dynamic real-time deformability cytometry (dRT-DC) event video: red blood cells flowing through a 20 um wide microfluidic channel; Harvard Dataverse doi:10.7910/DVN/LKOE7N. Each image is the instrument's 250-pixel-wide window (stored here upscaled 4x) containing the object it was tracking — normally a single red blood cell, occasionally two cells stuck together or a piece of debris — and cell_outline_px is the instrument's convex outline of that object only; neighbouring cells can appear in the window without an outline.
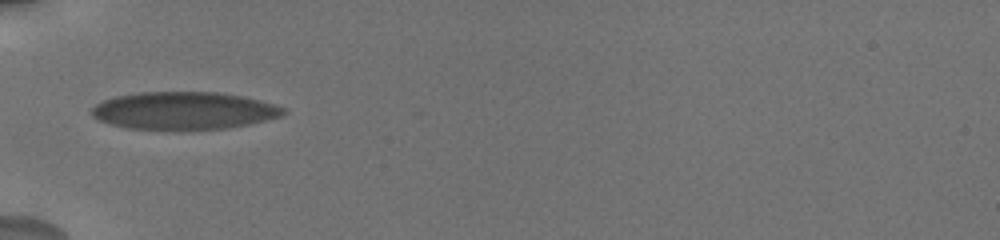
{"species": "human", "species_latin": "Homo sapiens", "temperature_condition": "cold", "stored_images_in_passage": 57, "camera_frame_rate_fps": 3000, "um_per_image_px": 0.085, "donor": {"sex": "male"}, "frame": {"image": 1, "passage_image": 1, "time_ms": 0.0, "image_size_px": [1000, 240], "cell_outline_px": [[288, 112], [284, 116], [248, 124], [228, 128], [128, 128], [112, 124], [100, 120], [92, 116], [92, 108], [96, 104], [104, 100], [116, 96], [140, 92], [216, 92], [240, 96], [260, 100], [284, 108]], "centroid_in_image_um": [15.66, 9.38], "position_along_channel_um": 69.3, "area_um2": 41.21}}
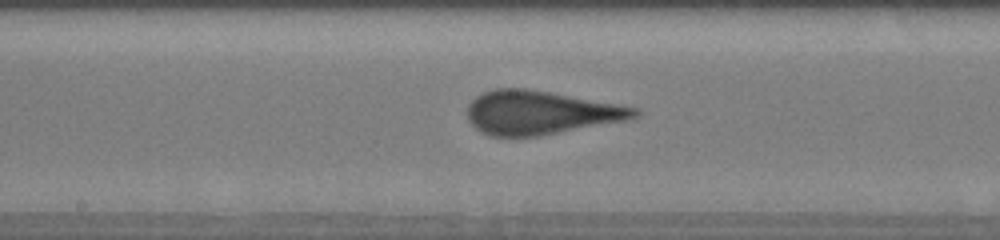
{"frame": {"image": 2, "passage_image": 18, "time_ms": 3.667, "image_size_px": [1000, 240], "cell_outline_px": [[640, 116], [624, 120], [540, 136], [492, 136], [480, 132], [468, 120], [468, 104], [476, 96], [484, 92], [496, 88], [524, 88], [548, 92], [640, 108]], "centroid_in_image_um": [45.91, 9.57], "position_along_channel_um": 202.3, "area_um2": 42.14}}
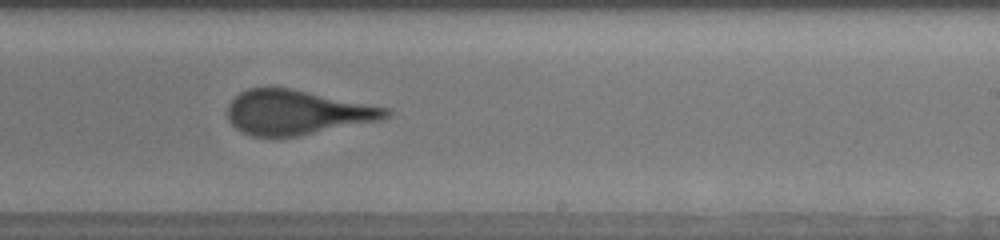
{"frame": {"image": 3, "passage_image": 28, "time_ms": 5.333, "image_size_px": [1000, 240], "cell_outline_px": [[392, 112], [388, 116], [380, 120], [296, 136], [252, 136], [240, 132], [228, 120], [228, 104], [240, 92], [248, 88], [292, 88], [392, 108]], "centroid_in_image_um": [25.25, 9.54], "position_along_channel_um": 263.7, "area_um2": 41.1}, "authors_computed_cell_mechanics": {"area_um2": 41.7894, "velocity_mm_per_s": 3.7156, "shape_relaxation_time_tau1_ms": 7.5368, "shape_relaxation_time_tau2_ms": null, "deformation_change_tau1": 0.1886, "deformation_change_tau2": null}}